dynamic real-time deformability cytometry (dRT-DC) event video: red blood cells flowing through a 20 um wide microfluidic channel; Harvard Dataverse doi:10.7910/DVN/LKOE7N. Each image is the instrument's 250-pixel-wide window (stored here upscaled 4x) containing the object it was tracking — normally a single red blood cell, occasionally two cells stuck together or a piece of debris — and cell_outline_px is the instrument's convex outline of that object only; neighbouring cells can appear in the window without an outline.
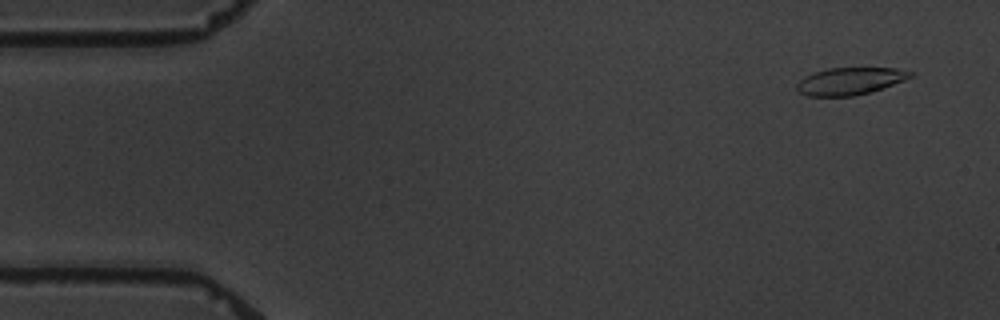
{"species": "common noctule bat (a hibernating species)", "species_latin": "Nyctalus noctula", "temperature_condition": "warm", "stored_images_in_passage": 6, "camera_frame_rate_fps": 3000, "um_per_image_px": 0.085, "animal": {"sex": "male", "body_mass_g": 19.5, "forearm_length_mm": 54.6}, "frame": {"image": 1, "passage_image": 1, "time_ms": 0.0, "image_size_px": [1000, 320], "cell_outline_px": [[916, 72], [912, 76], [904, 80], [872, 92], [852, 96], [808, 96], [800, 92], [796, 88], [796, 84], [804, 76], [812, 72], [828, 68], [896, 68]], "centroid_in_image_um": [72.25, 6.89], "position_along_channel_um": 12.8, "area_um2": 18.15}}
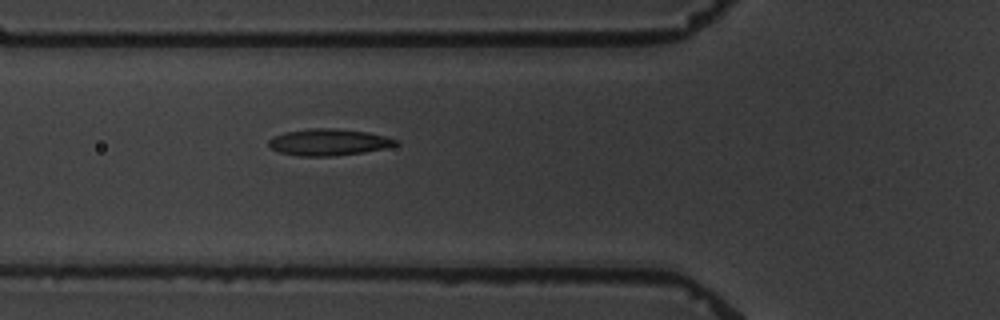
{"frame": {"image": 2, "passage_image": 6, "time_ms": 5.667, "image_size_px": [1000, 320], "cell_outline_px": [[400, 144], [388, 148], [364, 152], [332, 156], [300, 156], [280, 152], [272, 148], [268, 144], [268, 140], [272, 136], [284, 132], [312, 128], [336, 128], [368, 132], [400, 140]], "centroid_in_image_um": [27.97, 12.08], "position_along_channel_um": 97.8, "area_um2": 19.88}}